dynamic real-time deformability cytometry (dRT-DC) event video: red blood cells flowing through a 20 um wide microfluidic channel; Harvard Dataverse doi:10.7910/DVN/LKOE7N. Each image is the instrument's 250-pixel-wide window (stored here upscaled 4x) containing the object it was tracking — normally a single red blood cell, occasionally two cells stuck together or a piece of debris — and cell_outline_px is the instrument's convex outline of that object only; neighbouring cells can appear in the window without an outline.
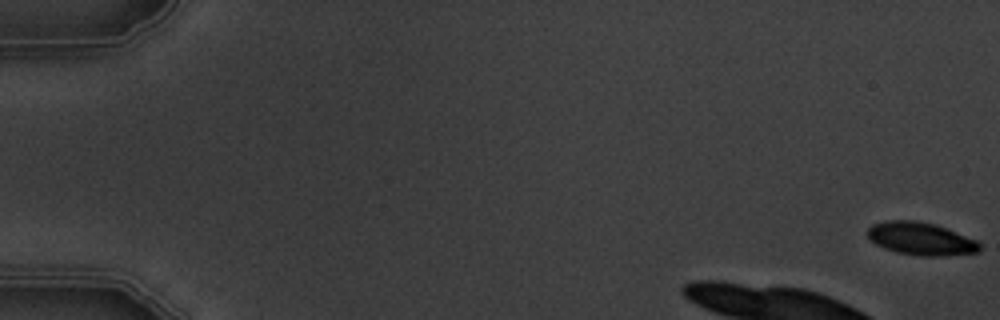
{"species": "common noctule bat (a hibernating species)", "species_latin": "Nyctalus noctula", "temperature_condition": "warm", "stored_images_in_passage": 5, "camera_frame_rate_fps": 3000, "um_per_image_px": 0.085, "animal": {"sex": "male", "body_mass_g": 19.5, "forearm_length_mm": 54.6}, "frame": {"image": 1, "passage_image": 1, "time_ms": 0.0, "image_size_px": [1000, 320], "cell_outline_px": [[980, 252], [944, 256], [920, 256], [896, 252], [884, 248], [876, 244], [868, 236], [868, 228], [872, 224], [888, 220], [916, 220], [936, 224], [976, 240], [980, 244]], "centroid_in_image_um": [78.28, 20.29], "position_along_channel_um": 6.7, "area_um2": 21.44}}